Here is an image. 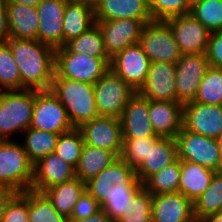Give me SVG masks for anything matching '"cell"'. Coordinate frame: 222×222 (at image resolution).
Here are the masks:
<instances>
[{"label": "cell", "mask_w": 222, "mask_h": 222, "mask_svg": "<svg viewBox=\"0 0 222 222\" xmlns=\"http://www.w3.org/2000/svg\"><path fill=\"white\" fill-rule=\"evenodd\" d=\"M64 47L72 53L94 57H109L104 47L101 30L96 23L77 38L68 41Z\"/></svg>", "instance_id": "obj_33"}, {"label": "cell", "mask_w": 222, "mask_h": 222, "mask_svg": "<svg viewBox=\"0 0 222 222\" xmlns=\"http://www.w3.org/2000/svg\"><path fill=\"white\" fill-rule=\"evenodd\" d=\"M158 136L123 138V148L120 158L130 167L136 169L149 152V145L152 144Z\"/></svg>", "instance_id": "obj_40"}, {"label": "cell", "mask_w": 222, "mask_h": 222, "mask_svg": "<svg viewBox=\"0 0 222 222\" xmlns=\"http://www.w3.org/2000/svg\"><path fill=\"white\" fill-rule=\"evenodd\" d=\"M151 61L136 43L116 53L110 60V69L136 92L144 84Z\"/></svg>", "instance_id": "obj_13"}, {"label": "cell", "mask_w": 222, "mask_h": 222, "mask_svg": "<svg viewBox=\"0 0 222 222\" xmlns=\"http://www.w3.org/2000/svg\"><path fill=\"white\" fill-rule=\"evenodd\" d=\"M29 222H70L68 217L61 215L48 198L39 192L28 190Z\"/></svg>", "instance_id": "obj_34"}, {"label": "cell", "mask_w": 222, "mask_h": 222, "mask_svg": "<svg viewBox=\"0 0 222 222\" xmlns=\"http://www.w3.org/2000/svg\"><path fill=\"white\" fill-rule=\"evenodd\" d=\"M139 44L151 63H176L182 55L174 33L165 20H151L144 24Z\"/></svg>", "instance_id": "obj_7"}, {"label": "cell", "mask_w": 222, "mask_h": 222, "mask_svg": "<svg viewBox=\"0 0 222 222\" xmlns=\"http://www.w3.org/2000/svg\"><path fill=\"white\" fill-rule=\"evenodd\" d=\"M135 93L120 76L109 69L94 84V98L99 115L120 118Z\"/></svg>", "instance_id": "obj_9"}, {"label": "cell", "mask_w": 222, "mask_h": 222, "mask_svg": "<svg viewBox=\"0 0 222 222\" xmlns=\"http://www.w3.org/2000/svg\"><path fill=\"white\" fill-rule=\"evenodd\" d=\"M50 90L65 107L74 128H79L82 124L99 116L93 84L64 77H53Z\"/></svg>", "instance_id": "obj_3"}, {"label": "cell", "mask_w": 222, "mask_h": 222, "mask_svg": "<svg viewBox=\"0 0 222 222\" xmlns=\"http://www.w3.org/2000/svg\"><path fill=\"white\" fill-rule=\"evenodd\" d=\"M181 54H206L211 32L190 13L166 20Z\"/></svg>", "instance_id": "obj_14"}, {"label": "cell", "mask_w": 222, "mask_h": 222, "mask_svg": "<svg viewBox=\"0 0 222 222\" xmlns=\"http://www.w3.org/2000/svg\"><path fill=\"white\" fill-rule=\"evenodd\" d=\"M29 128L62 134L74 127L69 121L65 107L51 90H35L34 109Z\"/></svg>", "instance_id": "obj_10"}, {"label": "cell", "mask_w": 222, "mask_h": 222, "mask_svg": "<svg viewBox=\"0 0 222 222\" xmlns=\"http://www.w3.org/2000/svg\"><path fill=\"white\" fill-rule=\"evenodd\" d=\"M43 0H8L7 3H19L23 5L35 6L39 5Z\"/></svg>", "instance_id": "obj_49"}, {"label": "cell", "mask_w": 222, "mask_h": 222, "mask_svg": "<svg viewBox=\"0 0 222 222\" xmlns=\"http://www.w3.org/2000/svg\"><path fill=\"white\" fill-rule=\"evenodd\" d=\"M74 177H76L75 168L53 152L33 165V180L30 190L42 193L49 187L64 183Z\"/></svg>", "instance_id": "obj_19"}, {"label": "cell", "mask_w": 222, "mask_h": 222, "mask_svg": "<svg viewBox=\"0 0 222 222\" xmlns=\"http://www.w3.org/2000/svg\"><path fill=\"white\" fill-rule=\"evenodd\" d=\"M222 211V171L215 172L208 188L193 202L196 219Z\"/></svg>", "instance_id": "obj_31"}, {"label": "cell", "mask_w": 222, "mask_h": 222, "mask_svg": "<svg viewBox=\"0 0 222 222\" xmlns=\"http://www.w3.org/2000/svg\"><path fill=\"white\" fill-rule=\"evenodd\" d=\"M194 102L222 105V68L209 67L200 82Z\"/></svg>", "instance_id": "obj_36"}, {"label": "cell", "mask_w": 222, "mask_h": 222, "mask_svg": "<svg viewBox=\"0 0 222 222\" xmlns=\"http://www.w3.org/2000/svg\"><path fill=\"white\" fill-rule=\"evenodd\" d=\"M178 159L222 171V163L215 138L191 132L182 127L176 136Z\"/></svg>", "instance_id": "obj_8"}, {"label": "cell", "mask_w": 222, "mask_h": 222, "mask_svg": "<svg viewBox=\"0 0 222 222\" xmlns=\"http://www.w3.org/2000/svg\"><path fill=\"white\" fill-rule=\"evenodd\" d=\"M35 90L0 91V138L10 140V135L26 131L31 124Z\"/></svg>", "instance_id": "obj_4"}, {"label": "cell", "mask_w": 222, "mask_h": 222, "mask_svg": "<svg viewBox=\"0 0 222 222\" xmlns=\"http://www.w3.org/2000/svg\"><path fill=\"white\" fill-rule=\"evenodd\" d=\"M117 158L119 157L114 152L84 144L75 168V175L86 183L110 166Z\"/></svg>", "instance_id": "obj_29"}, {"label": "cell", "mask_w": 222, "mask_h": 222, "mask_svg": "<svg viewBox=\"0 0 222 222\" xmlns=\"http://www.w3.org/2000/svg\"><path fill=\"white\" fill-rule=\"evenodd\" d=\"M206 55L211 67L222 68V30L211 32Z\"/></svg>", "instance_id": "obj_44"}, {"label": "cell", "mask_w": 222, "mask_h": 222, "mask_svg": "<svg viewBox=\"0 0 222 222\" xmlns=\"http://www.w3.org/2000/svg\"><path fill=\"white\" fill-rule=\"evenodd\" d=\"M84 144L114 152L120 157L123 148L120 118L99 115L78 128Z\"/></svg>", "instance_id": "obj_12"}, {"label": "cell", "mask_w": 222, "mask_h": 222, "mask_svg": "<svg viewBox=\"0 0 222 222\" xmlns=\"http://www.w3.org/2000/svg\"><path fill=\"white\" fill-rule=\"evenodd\" d=\"M101 30L107 55L112 58L128 46L139 43L144 23L136 19L95 22Z\"/></svg>", "instance_id": "obj_16"}, {"label": "cell", "mask_w": 222, "mask_h": 222, "mask_svg": "<svg viewBox=\"0 0 222 222\" xmlns=\"http://www.w3.org/2000/svg\"><path fill=\"white\" fill-rule=\"evenodd\" d=\"M28 190L17 193L8 203L1 222H29Z\"/></svg>", "instance_id": "obj_42"}, {"label": "cell", "mask_w": 222, "mask_h": 222, "mask_svg": "<svg viewBox=\"0 0 222 222\" xmlns=\"http://www.w3.org/2000/svg\"><path fill=\"white\" fill-rule=\"evenodd\" d=\"M84 140L78 128L59 134L55 153L66 163L76 168L81 156Z\"/></svg>", "instance_id": "obj_38"}, {"label": "cell", "mask_w": 222, "mask_h": 222, "mask_svg": "<svg viewBox=\"0 0 222 222\" xmlns=\"http://www.w3.org/2000/svg\"><path fill=\"white\" fill-rule=\"evenodd\" d=\"M190 14L210 32L222 30V0H193Z\"/></svg>", "instance_id": "obj_35"}, {"label": "cell", "mask_w": 222, "mask_h": 222, "mask_svg": "<svg viewBox=\"0 0 222 222\" xmlns=\"http://www.w3.org/2000/svg\"><path fill=\"white\" fill-rule=\"evenodd\" d=\"M10 38L37 40L39 18L37 7L7 3Z\"/></svg>", "instance_id": "obj_25"}, {"label": "cell", "mask_w": 222, "mask_h": 222, "mask_svg": "<svg viewBox=\"0 0 222 222\" xmlns=\"http://www.w3.org/2000/svg\"><path fill=\"white\" fill-rule=\"evenodd\" d=\"M143 188L136 170L120 157L86 182V190L114 222L126 211L131 199Z\"/></svg>", "instance_id": "obj_1"}, {"label": "cell", "mask_w": 222, "mask_h": 222, "mask_svg": "<svg viewBox=\"0 0 222 222\" xmlns=\"http://www.w3.org/2000/svg\"><path fill=\"white\" fill-rule=\"evenodd\" d=\"M69 220L70 222H114L111 219V217L102 209L98 213L92 215L87 219L84 218V219H69Z\"/></svg>", "instance_id": "obj_47"}, {"label": "cell", "mask_w": 222, "mask_h": 222, "mask_svg": "<svg viewBox=\"0 0 222 222\" xmlns=\"http://www.w3.org/2000/svg\"><path fill=\"white\" fill-rule=\"evenodd\" d=\"M21 77V90H50L55 73V49L38 40L10 38Z\"/></svg>", "instance_id": "obj_2"}, {"label": "cell", "mask_w": 222, "mask_h": 222, "mask_svg": "<svg viewBox=\"0 0 222 222\" xmlns=\"http://www.w3.org/2000/svg\"><path fill=\"white\" fill-rule=\"evenodd\" d=\"M110 60V57L72 53L63 46L55 49L53 77H64L94 85L110 69Z\"/></svg>", "instance_id": "obj_6"}, {"label": "cell", "mask_w": 222, "mask_h": 222, "mask_svg": "<svg viewBox=\"0 0 222 222\" xmlns=\"http://www.w3.org/2000/svg\"><path fill=\"white\" fill-rule=\"evenodd\" d=\"M21 90V77L8 41L0 42V91Z\"/></svg>", "instance_id": "obj_37"}, {"label": "cell", "mask_w": 222, "mask_h": 222, "mask_svg": "<svg viewBox=\"0 0 222 222\" xmlns=\"http://www.w3.org/2000/svg\"><path fill=\"white\" fill-rule=\"evenodd\" d=\"M203 222H222V211L208 215L201 219Z\"/></svg>", "instance_id": "obj_48"}, {"label": "cell", "mask_w": 222, "mask_h": 222, "mask_svg": "<svg viewBox=\"0 0 222 222\" xmlns=\"http://www.w3.org/2000/svg\"><path fill=\"white\" fill-rule=\"evenodd\" d=\"M17 194V192L0 188V222L3 220L5 209L9 201Z\"/></svg>", "instance_id": "obj_46"}, {"label": "cell", "mask_w": 222, "mask_h": 222, "mask_svg": "<svg viewBox=\"0 0 222 222\" xmlns=\"http://www.w3.org/2000/svg\"><path fill=\"white\" fill-rule=\"evenodd\" d=\"M215 171L199 164L181 161L178 192L194 202L210 185Z\"/></svg>", "instance_id": "obj_28"}, {"label": "cell", "mask_w": 222, "mask_h": 222, "mask_svg": "<svg viewBox=\"0 0 222 222\" xmlns=\"http://www.w3.org/2000/svg\"><path fill=\"white\" fill-rule=\"evenodd\" d=\"M85 191L86 183L74 177L64 183L51 186L42 193L61 215L70 218L74 205Z\"/></svg>", "instance_id": "obj_26"}, {"label": "cell", "mask_w": 222, "mask_h": 222, "mask_svg": "<svg viewBox=\"0 0 222 222\" xmlns=\"http://www.w3.org/2000/svg\"><path fill=\"white\" fill-rule=\"evenodd\" d=\"M191 222H203L201 219L194 218Z\"/></svg>", "instance_id": "obj_52"}, {"label": "cell", "mask_w": 222, "mask_h": 222, "mask_svg": "<svg viewBox=\"0 0 222 222\" xmlns=\"http://www.w3.org/2000/svg\"><path fill=\"white\" fill-rule=\"evenodd\" d=\"M67 0H43L37 5V40L54 49L63 47V16Z\"/></svg>", "instance_id": "obj_18"}, {"label": "cell", "mask_w": 222, "mask_h": 222, "mask_svg": "<svg viewBox=\"0 0 222 222\" xmlns=\"http://www.w3.org/2000/svg\"><path fill=\"white\" fill-rule=\"evenodd\" d=\"M71 1L86 4L88 6H91L94 9L101 0H71Z\"/></svg>", "instance_id": "obj_50"}, {"label": "cell", "mask_w": 222, "mask_h": 222, "mask_svg": "<svg viewBox=\"0 0 222 222\" xmlns=\"http://www.w3.org/2000/svg\"><path fill=\"white\" fill-rule=\"evenodd\" d=\"M218 145V150L220 153L221 163H222V131L218 134V136L215 138Z\"/></svg>", "instance_id": "obj_51"}, {"label": "cell", "mask_w": 222, "mask_h": 222, "mask_svg": "<svg viewBox=\"0 0 222 222\" xmlns=\"http://www.w3.org/2000/svg\"><path fill=\"white\" fill-rule=\"evenodd\" d=\"M24 134L23 147L33 165L55 151L59 134L34 128H28Z\"/></svg>", "instance_id": "obj_30"}, {"label": "cell", "mask_w": 222, "mask_h": 222, "mask_svg": "<svg viewBox=\"0 0 222 222\" xmlns=\"http://www.w3.org/2000/svg\"><path fill=\"white\" fill-rule=\"evenodd\" d=\"M180 172L181 160L177 158L173 163L151 175L143 183V187L152 195L176 193L179 189Z\"/></svg>", "instance_id": "obj_32"}, {"label": "cell", "mask_w": 222, "mask_h": 222, "mask_svg": "<svg viewBox=\"0 0 222 222\" xmlns=\"http://www.w3.org/2000/svg\"><path fill=\"white\" fill-rule=\"evenodd\" d=\"M193 0H149L153 20L169 18L190 13Z\"/></svg>", "instance_id": "obj_41"}, {"label": "cell", "mask_w": 222, "mask_h": 222, "mask_svg": "<svg viewBox=\"0 0 222 222\" xmlns=\"http://www.w3.org/2000/svg\"><path fill=\"white\" fill-rule=\"evenodd\" d=\"M33 164L22 144L11 140L0 143V188L22 193L31 189Z\"/></svg>", "instance_id": "obj_5"}, {"label": "cell", "mask_w": 222, "mask_h": 222, "mask_svg": "<svg viewBox=\"0 0 222 222\" xmlns=\"http://www.w3.org/2000/svg\"><path fill=\"white\" fill-rule=\"evenodd\" d=\"M175 63L152 62L147 78L137 91L152 101H177Z\"/></svg>", "instance_id": "obj_15"}, {"label": "cell", "mask_w": 222, "mask_h": 222, "mask_svg": "<svg viewBox=\"0 0 222 222\" xmlns=\"http://www.w3.org/2000/svg\"><path fill=\"white\" fill-rule=\"evenodd\" d=\"M149 116L158 137L175 139L183 127V105L178 101L149 100Z\"/></svg>", "instance_id": "obj_22"}, {"label": "cell", "mask_w": 222, "mask_h": 222, "mask_svg": "<svg viewBox=\"0 0 222 222\" xmlns=\"http://www.w3.org/2000/svg\"><path fill=\"white\" fill-rule=\"evenodd\" d=\"M136 19L144 24L153 20L149 0H101L94 8V21Z\"/></svg>", "instance_id": "obj_23"}, {"label": "cell", "mask_w": 222, "mask_h": 222, "mask_svg": "<svg viewBox=\"0 0 222 222\" xmlns=\"http://www.w3.org/2000/svg\"><path fill=\"white\" fill-rule=\"evenodd\" d=\"M95 24L91 6L67 0L63 16V46Z\"/></svg>", "instance_id": "obj_27"}, {"label": "cell", "mask_w": 222, "mask_h": 222, "mask_svg": "<svg viewBox=\"0 0 222 222\" xmlns=\"http://www.w3.org/2000/svg\"><path fill=\"white\" fill-rule=\"evenodd\" d=\"M153 195L144 187L131 199L129 205L117 222H152Z\"/></svg>", "instance_id": "obj_39"}, {"label": "cell", "mask_w": 222, "mask_h": 222, "mask_svg": "<svg viewBox=\"0 0 222 222\" xmlns=\"http://www.w3.org/2000/svg\"><path fill=\"white\" fill-rule=\"evenodd\" d=\"M183 128L216 138L222 131V105L190 102L183 105Z\"/></svg>", "instance_id": "obj_17"}, {"label": "cell", "mask_w": 222, "mask_h": 222, "mask_svg": "<svg viewBox=\"0 0 222 222\" xmlns=\"http://www.w3.org/2000/svg\"><path fill=\"white\" fill-rule=\"evenodd\" d=\"M152 222H191L193 202L180 192L153 195Z\"/></svg>", "instance_id": "obj_20"}, {"label": "cell", "mask_w": 222, "mask_h": 222, "mask_svg": "<svg viewBox=\"0 0 222 222\" xmlns=\"http://www.w3.org/2000/svg\"><path fill=\"white\" fill-rule=\"evenodd\" d=\"M177 158L176 139L158 137L149 145L147 158L135 169L136 175L144 183L151 175L173 163Z\"/></svg>", "instance_id": "obj_24"}, {"label": "cell", "mask_w": 222, "mask_h": 222, "mask_svg": "<svg viewBox=\"0 0 222 222\" xmlns=\"http://www.w3.org/2000/svg\"><path fill=\"white\" fill-rule=\"evenodd\" d=\"M177 101L182 105L194 102L200 82L210 67L206 54H182L176 61Z\"/></svg>", "instance_id": "obj_11"}, {"label": "cell", "mask_w": 222, "mask_h": 222, "mask_svg": "<svg viewBox=\"0 0 222 222\" xmlns=\"http://www.w3.org/2000/svg\"><path fill=\"white\" fill-rule=\"evenodd\" d=\"M7 2L8 0H0V42H6L10 39Z\"/></svg>", "instance_id": "obj_45"}, {"label": "cell", "mask_w": 222, "mask_h": 222, "mask_svg": "<svg viewBox=\"0 0 222 222\" xmlns=\"http://www.w3.org/2000/svg\"><path fill=\"white\" fill-rule=\"evenodd\" d=\"M101 209L99 202L86 190L74 205L69 219H87Z\"/></svg>", "instance_id": "obj_43"}, {"label": "cell", "mask_w": 222, "mask_h": 222, "mask_svg": "<svg viewBox=\"0 0 222 222\" xmlns=\"http://www.w3.org/2000/svg\"><path fill=\"white\" fill-rule=\"evenodd\" d=\"M149 119V100L136 92L120 117L123 138L157 136Z\"/></svg>", "instance_id": "obj_21"}]
</instances>
